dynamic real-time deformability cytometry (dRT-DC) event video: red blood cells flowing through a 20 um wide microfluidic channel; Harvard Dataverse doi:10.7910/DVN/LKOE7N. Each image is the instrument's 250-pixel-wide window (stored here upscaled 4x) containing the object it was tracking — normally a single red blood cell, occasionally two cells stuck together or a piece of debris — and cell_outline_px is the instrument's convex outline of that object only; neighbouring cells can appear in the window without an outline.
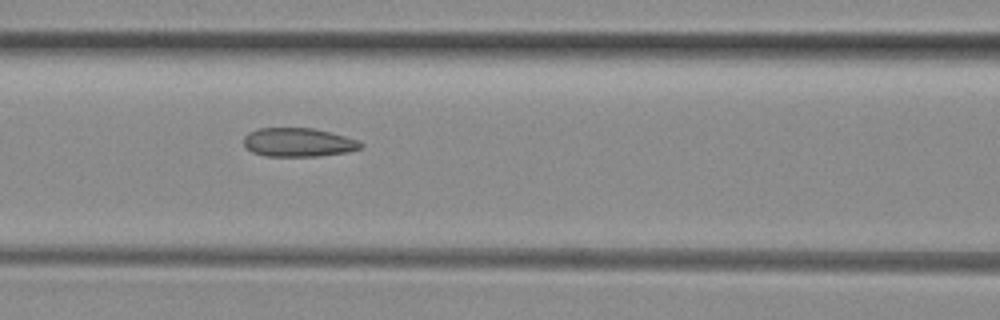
{"species": "common noctule bat (a hibernating species)", "species_latin": "Nyctalus noctula", "temperature_condition": "room temperature", "stored_images_in_passage": 36, "camera_frame_rate_fps": 3000, "um_per_image_px": 0.085, "animal": {"sex": "female", "body_mass_g": 29.2, "forearm_length_mm": 56.3}, "frame": {"image": 1, "passage_image": 7, "time_ms": 2.0, "image_size_px": [1000, 320], "cell_outline_px": [[364, 144], [360, 148], [348, 152], [320, 156], [264, 156], [252, 152], [244, 144], [244, 136], [248, 132], [260, 128], [312, 128], [360, 140]], "centroid_in_image_um": [25.36, 12.1], "position_along_channel_um": 141.2, "area_um2": 19.59}}
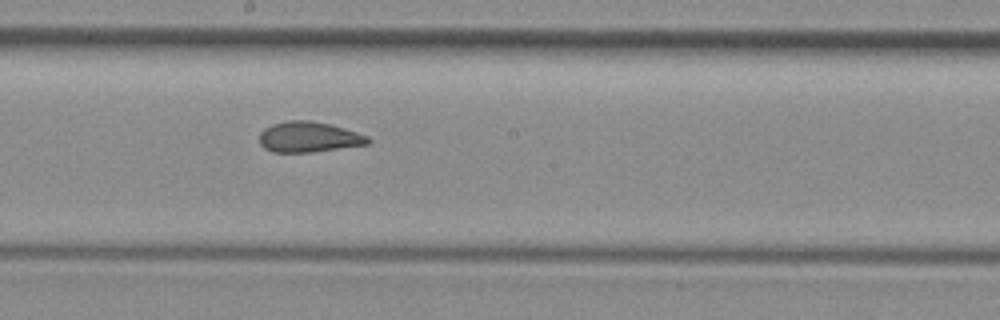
{"frame": {"image": 2, "passage_image": 13, "time_ms": 4.0, "image_size_px": [1000, 320], "cell_outline_px": [[372, 140], [368, 144], [312, 152], [272, 152], [264, 148], [260, 144], [260, 132], [264, 128], [272, 124], [288, 120], [308, 120], [332, 124], [368, 136]], "centroid_in_image_um": [26.24, 11.64], "position_along_channel_um": 222.0, "area_um2": 19.36}}
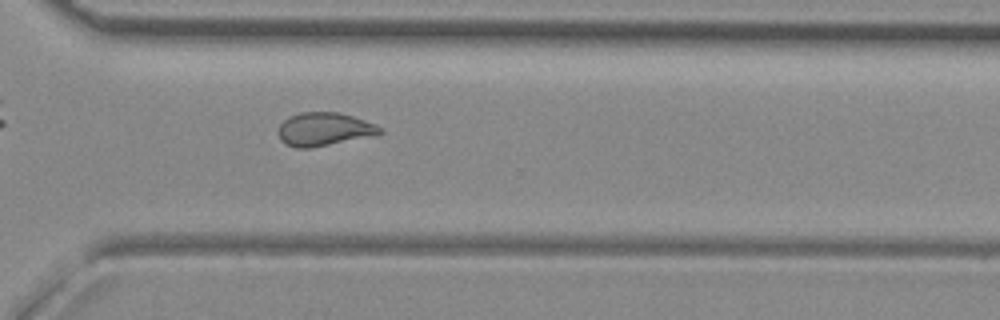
{"frame": {"image": 3, "passage_image": 22, "time_ms": 7.0, "image_size_px": [1000, 320], "cell_outline_px": [[384, 132], [376, 136], [308, 148], [296, 148], [284, 144], [280, 140], [276, 132], [280, 124], [288, 116], [300, 112], [340, 112], [364, 120], [384, 128]], "centroid_in_image_um": [27.54, 10.99], "position_along_channel_um": 343.1, "area_um2": 20.11}, "authors_computed_cell_mechanics": {"area_um2": 19.941, "velocity_mm_per_s": 4.0466, "shape_relaxation_time_tau1_ms": null, "shape_relaxation_time_tau2_ms": 1.3531, "deformation_change_tau1": null, "deformation_change_tau2": 0.0855}}